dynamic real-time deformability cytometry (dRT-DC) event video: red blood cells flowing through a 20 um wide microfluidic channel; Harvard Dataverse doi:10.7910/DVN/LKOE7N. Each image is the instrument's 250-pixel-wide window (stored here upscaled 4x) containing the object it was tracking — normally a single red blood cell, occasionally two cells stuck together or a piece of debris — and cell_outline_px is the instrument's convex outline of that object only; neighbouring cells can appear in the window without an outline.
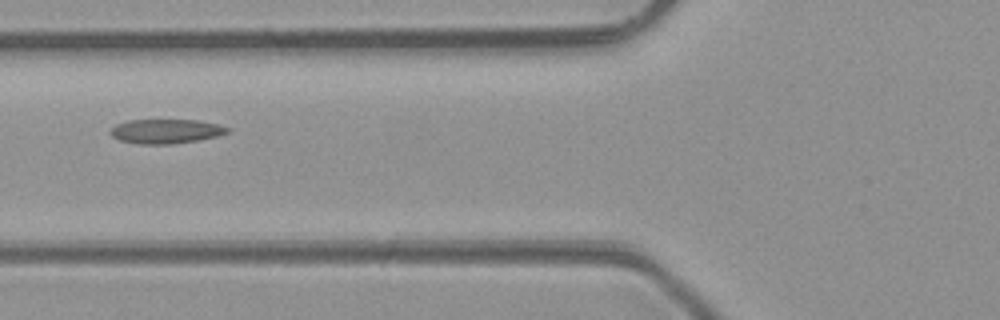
{"species": "common noctule bat (a hibernating species)", "species_latin": "Nyctalus noctula", "temperature_condition": "room temperature", "stored_images_in_passage": 8, "camera_frame_rate_fps": 3000, "um_per_image_px": 0.085, "animal": {"sex": "male", "body_mass_g": 23.1, "forearm_length_mm": 52.7}, "frame": {"image": 1, "passage_image": 8, "time_ms": 8.667, "image_size_px": [1000, 320], "cell_outline_px": [[232, 128], [228, 132], [216, 136], [196, 140], [172, 144], [136, 144], [120, 140], [112, 136], [108, 132], [116, 124], [128, 120], [196, 120], [220, 124]], "centroid_in_image_um": [14.09, 11.15], "position_along_channel_um": 111.7, "area_um2": 16.65}}